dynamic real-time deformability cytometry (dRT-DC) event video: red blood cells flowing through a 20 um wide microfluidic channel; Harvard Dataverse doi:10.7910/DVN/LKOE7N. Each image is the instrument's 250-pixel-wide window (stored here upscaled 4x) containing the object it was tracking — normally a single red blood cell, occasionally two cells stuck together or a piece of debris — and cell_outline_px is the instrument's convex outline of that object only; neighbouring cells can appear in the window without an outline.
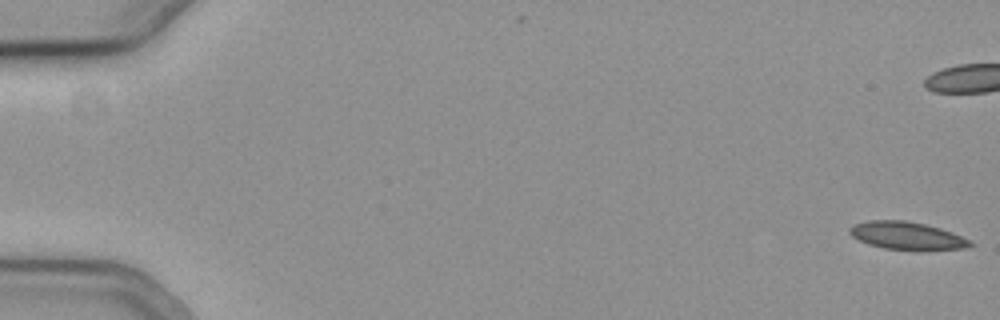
{"species": "common noctule bat (a hibernating species)", "species_latin": "Nyctalus noctula", "temperature_condition": "cold", "stored_images_in_passage": 56, "camera_frame_rate_fps": 3000, "um_per_image_px": 0.085, "animal": {"sex": "female", "body_mass_g": 19.3, "forearm_length_mm": 54.1}, "frame": {"image": 1, "passage_image": 1, "time_ms": 0.0, "image_size_px": [1000, 320], "cell_outline_px": [[976, 244], [964, 248], [920, 252], [916, 252], [884, 248], [868, 244], [852, 236], [848, 232], [848, 228], [852, 224], [868, 220], [904, 220], [924, 224], [940, 228], [952, 232], [972, 240]], "centroid_in_image_um": [77.12, 20.06], "position_along_channel_um": 7.9, "area_um2": 20.17}}
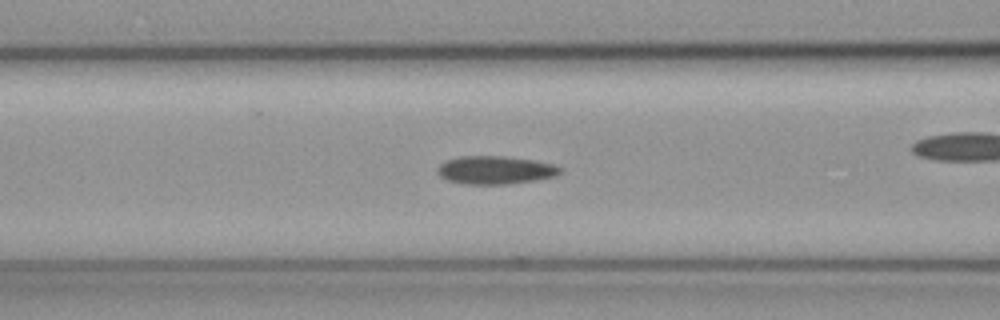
{"frame": {"image": 2, "passage_image": 24, "time_ms": 7.667, "image_size_px": [1000, 320], "cell_outline_px": [[564, 168], [556, 176], [536, 180], [508, 184], [464, 184], [448, 180], [440, 176], [436, 172], [436, 168], [440, 164], [448, 160], [460, 156], [504, 156], [532, 160], [552, 164]], "centroid_in_image_um": [42.09, 14.46], "position_along_channel_um": 124.5, "area_um2": 20.11}}
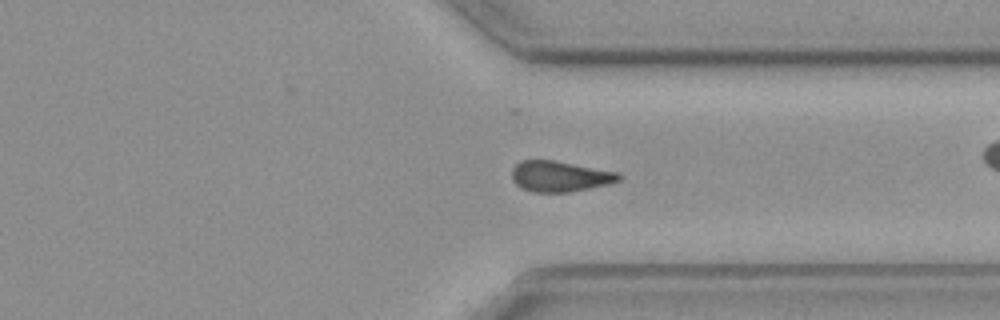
{"frame": {"image": 3, "passage_image": 43, "time_ms": 14.0, "image_size_px": [1000, 320], "cell_outline_px": [[624, 176], [620, 180], [608, 184], [568, 192], [532, 192], [520, 188], [512, 180], [512, 168], [520, 160], [552, 160], [620, 172]], "centroid_in_image_um": [47.59, 14.98], "position_along_channel_um": 363.8, "area_um2": 19.25}}